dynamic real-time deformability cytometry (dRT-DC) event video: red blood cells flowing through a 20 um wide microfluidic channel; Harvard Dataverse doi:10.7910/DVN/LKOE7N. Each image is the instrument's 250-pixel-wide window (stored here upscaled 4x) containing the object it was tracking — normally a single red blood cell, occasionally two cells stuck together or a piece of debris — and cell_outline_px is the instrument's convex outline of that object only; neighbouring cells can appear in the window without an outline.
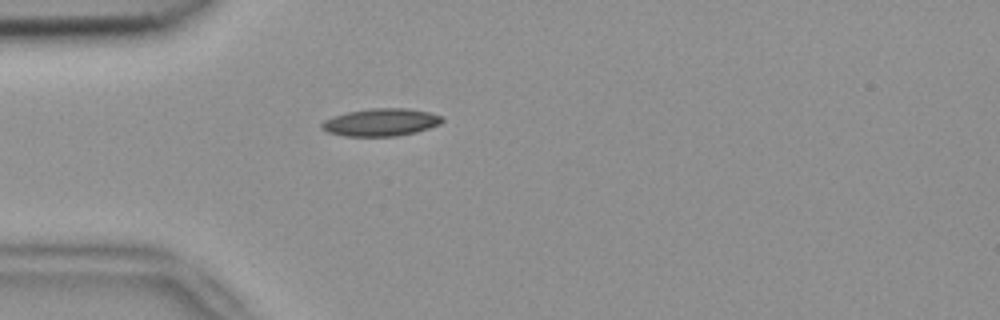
{"species": "common noctule bat (a hibernating species)", "species_latin": "Nyctalus noctula", "temperature_condition": "room temperature", "stored_images_in_passage": 36, "camera_frame_rate_fps": 3000, "um_per_image_px": 0.085, "animal": {"sex": "female", "body_mass_g": 18.4}, "frame": {"image": 1, "passage_image": 1, "time_ms": 0.0, "image_size_px": [1000, 320], "cell_outline_px": [[444, 120], [440, 124], [416, 132], [396, 136], [344, 136], [328, 132], [320, 128], [320, 124], [324, 120], [332, 116], [348, 112], [372, 108], [408, 108], [428, 112], [444, 116]], "centroid_in_image_um": [32.37, 10.39], "position_along_channel_um": 52.6, "area_um2": 19.42}}
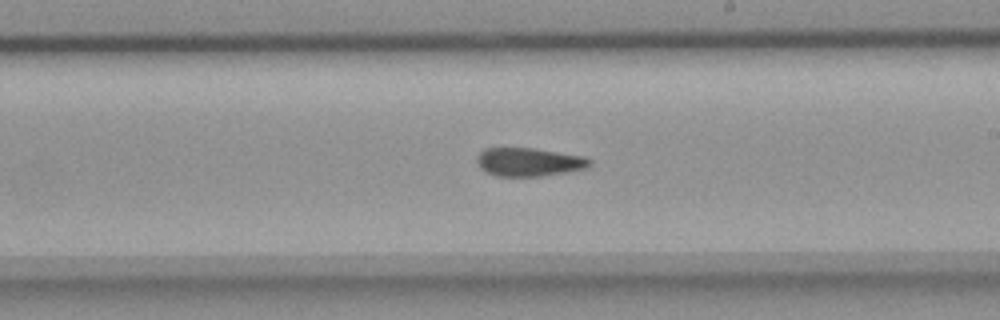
{"frame": {"image": 2, "passage_image": 13, "time_ms": 4.0, "image_size_px": [1000, 320], "cell_outline_px": [[592, 164], [584, 168], [568, 172], [540, 176], [496, 176], [484, 172], [476, 164], [476, 156], [484, 148], [532, 148], [584, 156], [592, 160]], "centroid_in_image_um": [44.91, 13.77], "position_along_channel_um": 244.1, "area_um2": 18.84}}
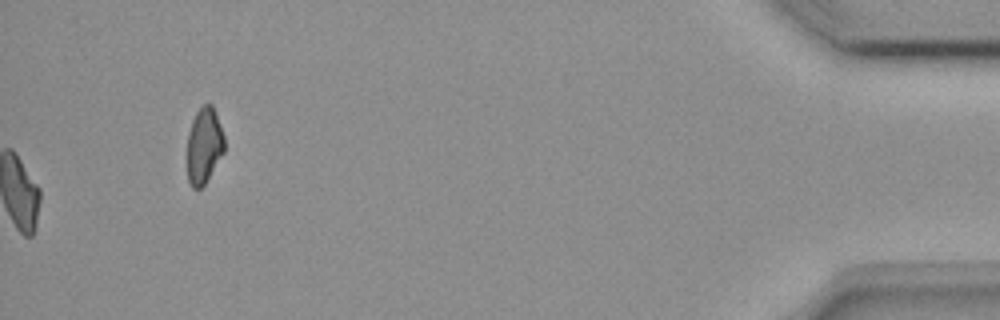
{"frame": {"image": 3, "passage_image": 36, "time_ms": 11.667, "image_size_px": [1000, 320], "cell_outline_px": [[224, 152], [204, 184], [200, 188], [192, 188], [188, 180], [188, 132], [192, 120], [196, 112], [204, 104], [212, 104], [216, 112], [224, 136]], "centroid_in_image_um": [17.35, 12.35], "position_along_channel_um": 417.8, "area_um2": 16.3}, "authors_computed_cell_mechanics": {"area_um2": 18.9584, "velocity_mm_per_s": 3.8099, "shape_relaxation_time_tau1_ms": 7.2839, "shape_relaxation_time_tau2_ms": 8.2029, "deformation_change_tau1": 0.1265, "deformation_change_tau2": 0.1176}}